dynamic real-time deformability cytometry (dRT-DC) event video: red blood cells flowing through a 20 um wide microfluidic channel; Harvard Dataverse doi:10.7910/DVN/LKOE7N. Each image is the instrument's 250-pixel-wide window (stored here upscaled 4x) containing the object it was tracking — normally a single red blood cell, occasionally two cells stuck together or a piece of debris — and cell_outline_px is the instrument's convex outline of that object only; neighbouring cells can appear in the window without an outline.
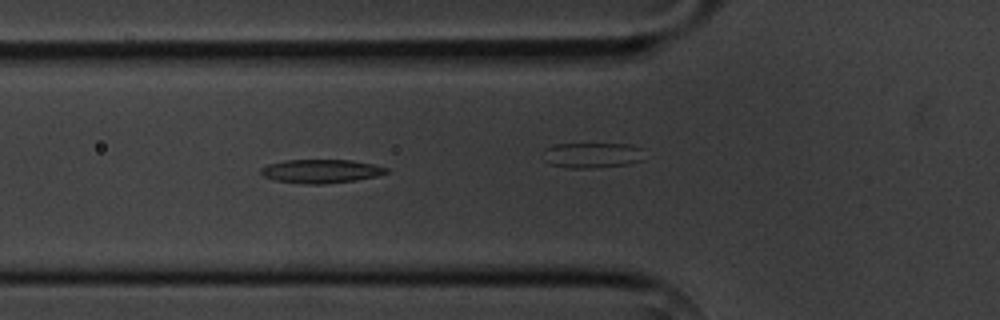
{"species": "common noctule bat (a hibernating species)", "species_latin": "Nyctalus noctula", "temperature_condition": "cold", "stored_images_in_passage": 4, "camera_frame_rate_fps": 3000, "um_per_image_px": 0.085, "animal": {"sex": "male", "body_mass_g": 20.1, "forearm_length_mm": 53.5}, "frame": {"image": 1, "passage_image": 4, "time_ms": 3.333, "image_size_px": [1000, 320], "cell_outline_px": [[388, 172], [376, 176], [356, 180], [324, 184], [308, 184], [276, 180], [264, 176], [260, 172], [260, 168], [268, 164], [284, 160], [352, 160], [372, 164], [388, 168]], "centroid_in_image_um": [27.28, 14.54], "position_along_channel_um": 98.5, "area_um2": 17.17}}